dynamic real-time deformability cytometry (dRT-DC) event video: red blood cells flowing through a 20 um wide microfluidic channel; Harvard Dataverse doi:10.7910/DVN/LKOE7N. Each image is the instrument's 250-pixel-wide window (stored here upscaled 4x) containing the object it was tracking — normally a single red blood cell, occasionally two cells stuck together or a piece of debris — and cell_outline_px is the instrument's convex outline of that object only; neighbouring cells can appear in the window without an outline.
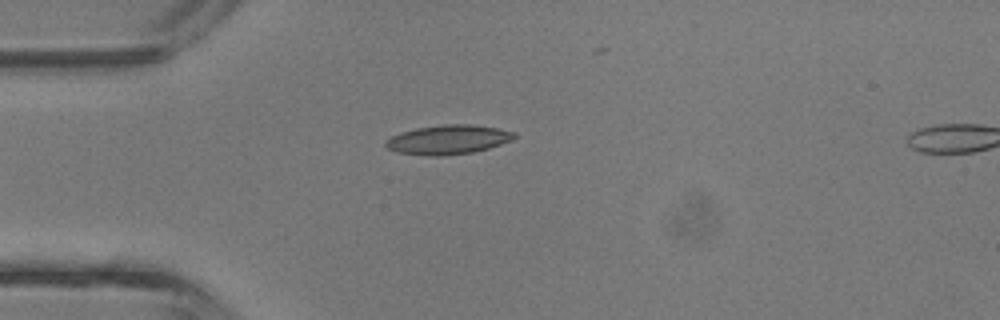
{"species": "common noctule bat (a hibernating species)", "species_latin": "Nyctalus noctula", "temperature_condition": "room temperature", "stored_images_in_passage": 2, "camera_frame_rate_fps": 3000, "um_per_image_px": 0.085, "animal": {"sex": "male", "body_mass_g": 13.3}, "frame": {"image": 1, "passage_image": 1, "time_ms": 0.0, "image_size_px": [1000, 320], "cell_outline_px": [[516, 136], [512, 140], [488, 148], [472, 152], [444, 156], [428, 156], [396, 152], [388, 148], [384, 144], [384, 140], [400, 132], [416, 128], [444, 124], [468, 124], [496, 128], [516, 132]], "centroid_in_image_um": [38.05, 11.87], "position_along_channel_um": 46.9, "area_um2": 21.96}}